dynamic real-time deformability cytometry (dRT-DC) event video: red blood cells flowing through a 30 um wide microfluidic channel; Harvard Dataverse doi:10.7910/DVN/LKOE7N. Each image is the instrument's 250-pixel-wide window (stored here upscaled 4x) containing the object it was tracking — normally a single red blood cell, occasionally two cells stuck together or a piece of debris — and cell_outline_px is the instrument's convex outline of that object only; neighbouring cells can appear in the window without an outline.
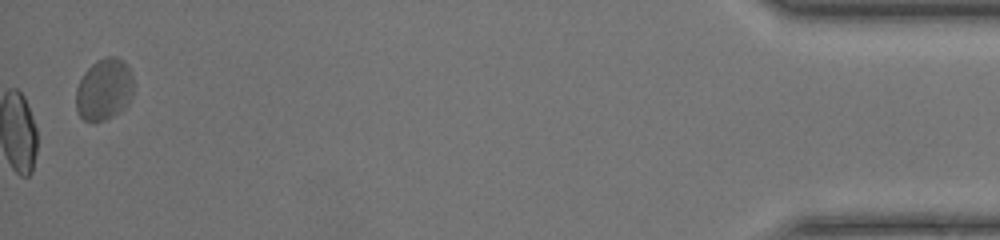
{"species": "common noctule bat (a hibernating species)", "species_latin": "Nyctalus noctula", "temperature_condition": "warm", "stored_images_in_passage": 41, "camera_frame_rate_fps": 3000, "um_per_image_px": 0.085, "animal": {"sex": "female", "body_mass_g": 17.0, "forearm_length_mm": 48.0}, "frame": {"image": 1, "passage_image": 41, "time_ms": 13.333, "image_size_px": [1000, 240], "cell_outline_px": [[132, 96], [128, 104], [120, 112], [104, 120], [92, 124], [84, 120], [76, 112], [76, 88], [84, 72], [92, 64], [104, 56], [116, 56], [124, 60], [132, 76]], "centroid_in_image_um": [8.83, 7.62], "position_along_channel_um": 426.4, "area_um2": 20.98}}